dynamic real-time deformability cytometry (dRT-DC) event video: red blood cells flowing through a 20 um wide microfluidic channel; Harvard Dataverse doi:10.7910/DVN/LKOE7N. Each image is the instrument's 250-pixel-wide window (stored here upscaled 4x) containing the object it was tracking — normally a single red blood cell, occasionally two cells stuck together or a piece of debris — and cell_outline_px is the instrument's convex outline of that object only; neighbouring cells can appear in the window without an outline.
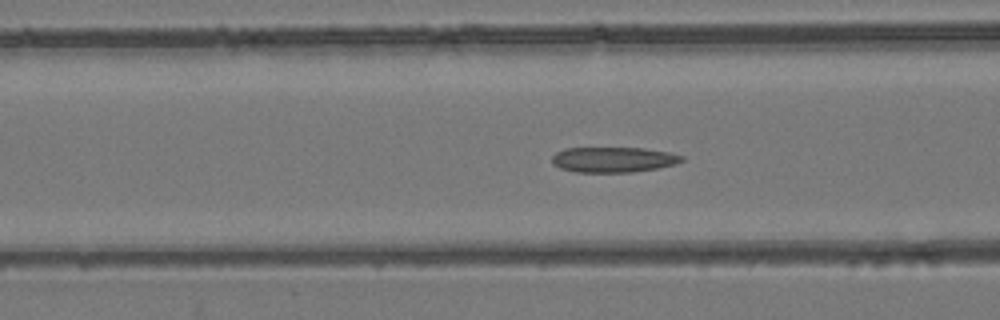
{"species": "common noctule bat (a hibernating species)", "species_latin": "Nyctalus noctula", "temperature_condition": "room temperature", "stored_images_in_passage": 53, "camera_frame_rate_fps": 3000, "um_per_image_px": 0.085, "animal": {"sex": "female", "body_mass_g": 24.6, "forearm_length_mm": 56.2}, "frame": {"image": 1, "passage_image": 21, "time_ms": 6.667, "image_size_px": [1000, 320], "cell_outline_px": [[684, 160], [676, 164], [656, 168], [632, 172], [576, 172], [560, 168], [552, 164], [552, 156], [556, 152], [564, 148], [644, 148], [668, 152], [684, 156]], "centroid_in_image_um": [52.12, 13.56], "position_along_channel_um": 114.5, "area_um2": 19.19}}
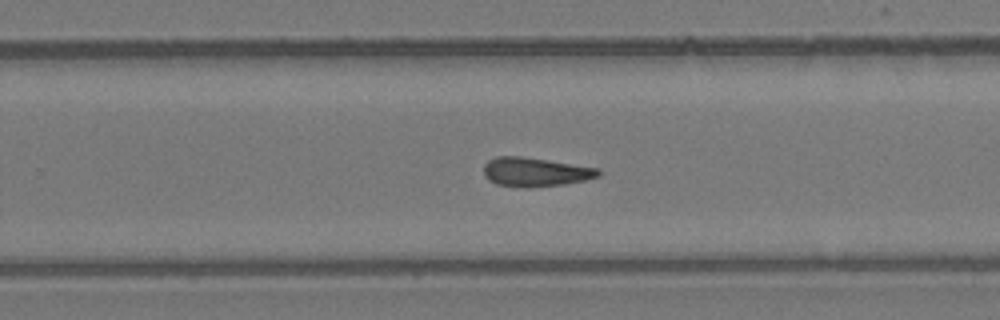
{"frame": {"image": 2, "passage_image": 34, "time_ms": 11.0, "image_size_px": [1000, 320], "cell_outline_px": [[600, 176], [584, 180], [564, 184], [528, 188], [524, 188], [496, 184], [488, 180], [484, 176], [484, 164], [488, 160], [496, 156], [520, 156], [548, 160], [600, 168]], "centroid_in_image_um": [45.48, 14.62], "position_along_channel_um": 284.3, "area_um2": 19.54}}
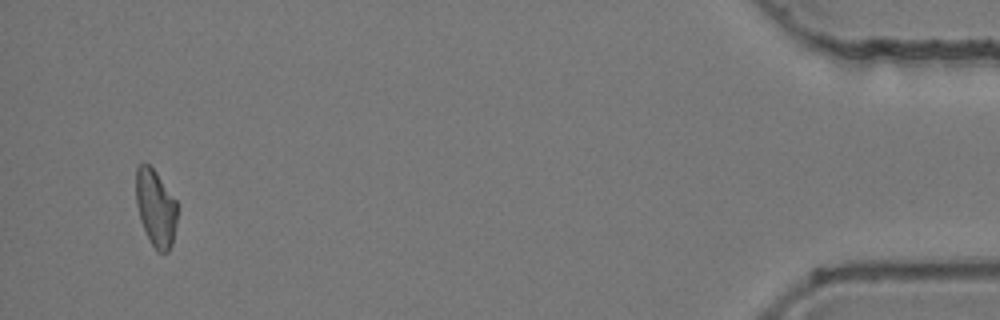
{"frame": {"image": 3, "passage_image": 51, "time_ms": 16.667, "image_size_px": [1000, 320], "cell_outline_px": [[176, 224], [172, 244], [168, 252], [156, 252], [140, 220], [136, 204], [136, 168], [144, 160], [156, 172], [176, 200]], "centroid_in_image_um": [13.22, 17.66], "position_along_channel_um": 422.0, "area_um2": 18.44}, "authors_computed_cell_mechanics": {"area_um2": 19.5364, "velocity_mm_per_s": 3.9157, "shape_relaxation_time_tau1_ms": null, "shape_relaxation_time_tau2_ms": 4.4585, "deformation_change_tau1": null, "deformation_change_tau2": 0.1159}}